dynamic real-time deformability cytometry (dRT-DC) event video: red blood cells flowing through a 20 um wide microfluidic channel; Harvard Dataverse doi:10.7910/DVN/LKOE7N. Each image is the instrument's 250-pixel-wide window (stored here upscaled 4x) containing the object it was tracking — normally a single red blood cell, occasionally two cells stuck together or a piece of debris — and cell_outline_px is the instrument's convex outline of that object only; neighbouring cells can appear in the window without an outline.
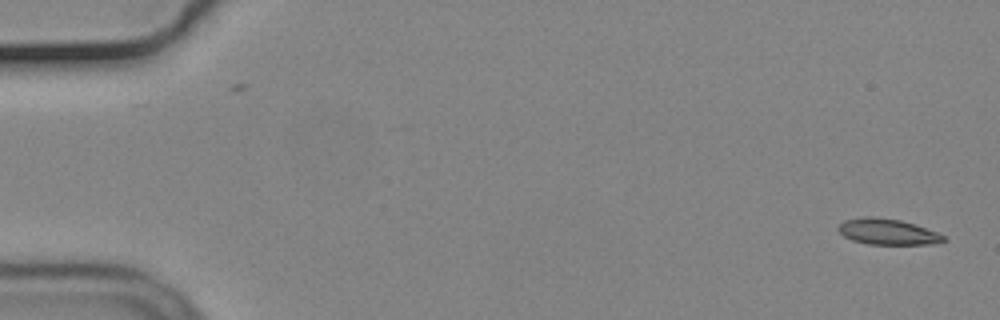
{"species": "common noctule bat (a hibernating species)", "species_latin": "Nyctalus noctula", "temperature_condition": "cold", "stored_images_in_passage": 56, "camera_frame_rate_fps": 3000, "um_per_image_px": 0.085, "animal": {"sex": "male", "body_mass_g": 19.2, "forearm_length_mm": 51.8}, "frame": {"image": 1, "passage_image": 1, "time_ms": 0.0, "image_size_px": [1000, 320], "cell_outline_px": [[948, 240], [932, 244], [868, 244], [852, 240], [844, 236], [836, 228], [844, 220], [864, 216], [868, 216], [900, 220], [936, 232], [944, 236]], "centroid_in_image_um": [75.41, 19.7], "position_along_channel_um": 9.6, "area_um2": 15.66}}
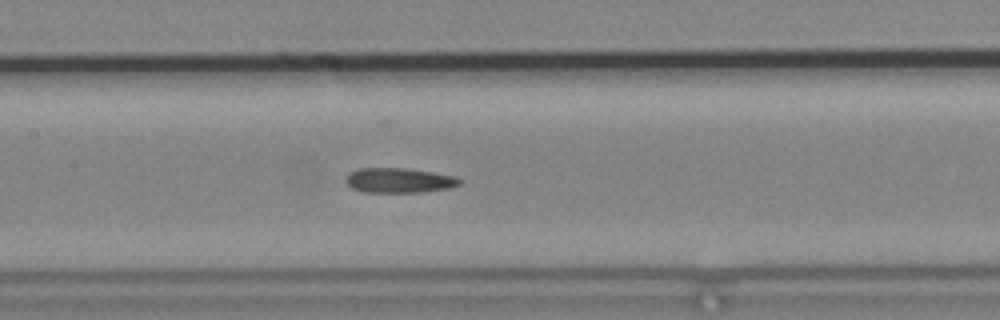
{"frame": {"image": 2, "passage_image": 26, "time_ms": 8.333, "image_size_px": [1000, 320], "cell_outline_px": [[464, 180], [460, 184], [452, 188], [420, 192], [364, 192], [352, 188], [344, 180], [352, 172], [360, 168], [404, 168], [452, 176]], "centroid_in_image_um": [33.94, 15.34], "position_along_channel_um": 173.5, "area_um2": 16.24}}
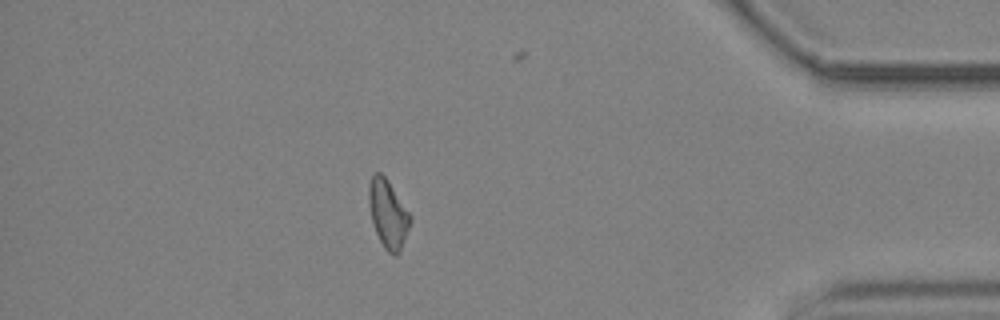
{"frame": {"image": 3, "passage_image": 48, "time_ms": 15.667, "image_size_px": [1000, 320], "cell_outline_px": [[412, 220], [400, 252], [396, 256], [388, 252], [384, 248], [376, 232], [372, 220], [368, 204], [368, 184], [372, 176], [376, 172], [380, 172], [388, 180], [408, 212]], "centroid_in_image_um": [32.97, 18.18], "position_along_channel_um": 402.2, "area_um2": 16.3}, "authors_computed_cell_mechanics": {"area_um2": 16.3574, "velocity_mm_per_s": 3.6891, "shape_relaxation_time_tau1_ms": null, "shape_relaxation_time_tau2_ms": 5.6893, "deformation_change_tau1": null, "deformation_change_tau2": 0.1546}}